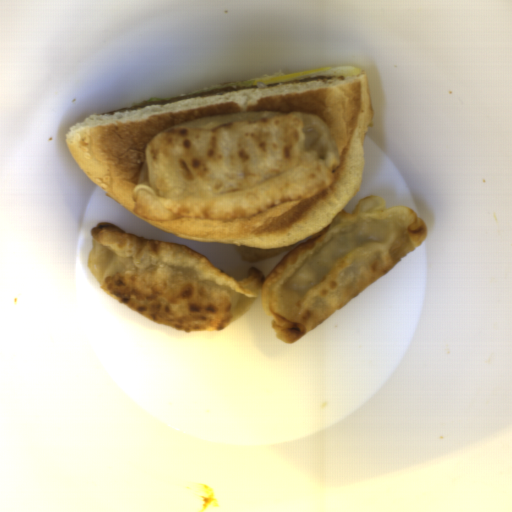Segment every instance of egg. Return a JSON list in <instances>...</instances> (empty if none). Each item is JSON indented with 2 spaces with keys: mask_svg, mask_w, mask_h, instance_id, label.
Segmentation results:
<instances>
[{
  "mask_svg": "<svg viewBox=\"0 0 512 512\" xmlns=\"http://www.w3.org/2000/svg\"><path fill=\"white\" fill-rule=\"evenodd\" d=\"M360 71H361L360 67H357L355 65H348V66H338V67H327V68H321V69H315V70H309V71H303V72H297V73H291V74H276V75H272V76L256 78L253 80H254V85H257V83H262L265 86H267L269 84L309 79V78L318 77V76H328V77L354 76V75H358L360 73Z\"/></svg>",
  "mask_w": 512,
  "mask_h": 512,
  "instance_id": "egg-1",
  "label": "egg"
}]
</instances>
